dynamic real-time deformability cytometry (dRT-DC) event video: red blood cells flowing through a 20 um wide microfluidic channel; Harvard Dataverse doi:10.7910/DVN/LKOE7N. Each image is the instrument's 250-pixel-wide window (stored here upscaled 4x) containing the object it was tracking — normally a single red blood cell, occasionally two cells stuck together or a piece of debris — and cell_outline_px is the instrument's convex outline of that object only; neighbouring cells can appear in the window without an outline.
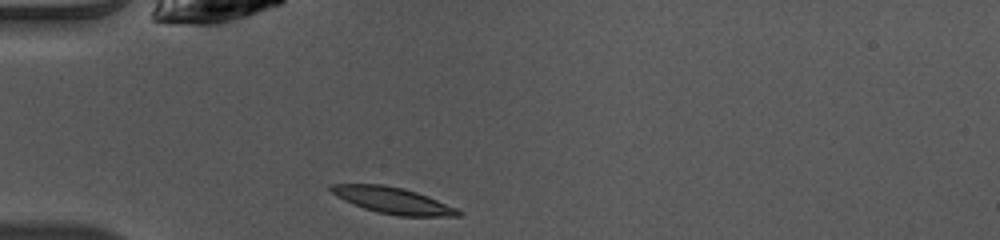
{"species": "common noctule bat (a hibernating species)", "species_latin": "Nyctalus noctula", "temperature_condition": "warm", "stored_images_in_passage": 36, "camera_frame_rate_fps": 3000, "um_per_image_px": 0.085, "animal": {"sex": "female", "body_mass_g": 10.0, "forearm_length_mm": 53.1}, "frame": {"image": 1, "passage_image": 1, "time_ms": 0.0, "image_size_px": [1000, 240], "cell_outline_px": [[464, 212], [460, 216], [400, 216], [376, 212], [364, 208], [344, 200], [336, 196], [328, 188], [332, 184], [384, 184], [416, 192], [428, 196], [456, 208]], "centroid_in_image_um": [33.39, 17.04], "position_along_channel_um": 51.6, "area_um2": 19.36}}
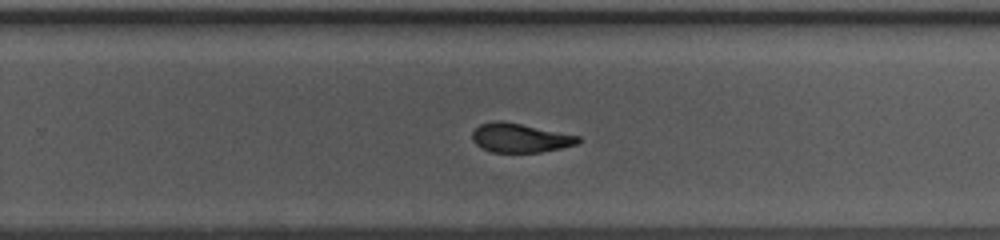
{"frame": {"image": 2, "passage_image": 19, "time_ms": 6.0, "image_size_px": [1000, 240], "cell_outline_px": [[580, 140], [576, 144], [560, 148], [540, 152], [492, 152], [480, 148], [472, 140], [472, 132], [480, 124], [492, 120], [500, 120], [580, 136]], "centroid_in_image_um": [44.15, 11.72], "position_along_channel_um": 285.7, "area_um2": 17.8}}
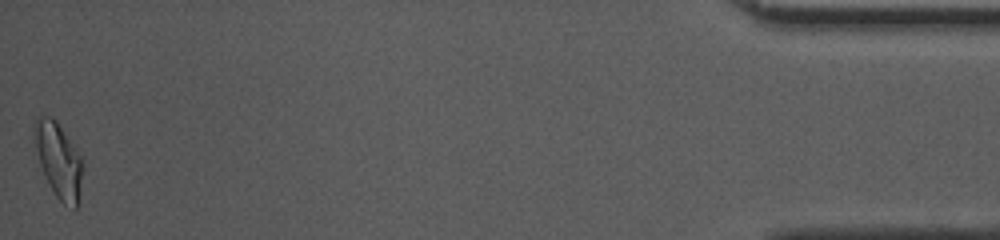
{"frame": {"image": 3, "passage_image": 36, "time_ms": 11.667, "image_size_px": [1000, 240], "cell_outline_px": [[84, 164], [80, 192], [76, 208], [64, 204], [56, 196], [40, 164], [36, 148], [32, 128], [36, 116], [52, 116], [56, 120], [80, 156]], "centroid_in_image_um": [4.98, 13.57], "position_along_channel_um": 430.2, "area_um2": 20.75}, "authors_computed_cell_mechanics": {"area_um2": 19.1607, "velocity_mm_per_s": 4.0874, "shape_relaxation_time_tau1_ms": 6.8577, "shape_relaxation_time_tau2_ms": 1.9062, "deformation_change_tau1": 0.2239, "deformation_change_tau2": 0.089}}